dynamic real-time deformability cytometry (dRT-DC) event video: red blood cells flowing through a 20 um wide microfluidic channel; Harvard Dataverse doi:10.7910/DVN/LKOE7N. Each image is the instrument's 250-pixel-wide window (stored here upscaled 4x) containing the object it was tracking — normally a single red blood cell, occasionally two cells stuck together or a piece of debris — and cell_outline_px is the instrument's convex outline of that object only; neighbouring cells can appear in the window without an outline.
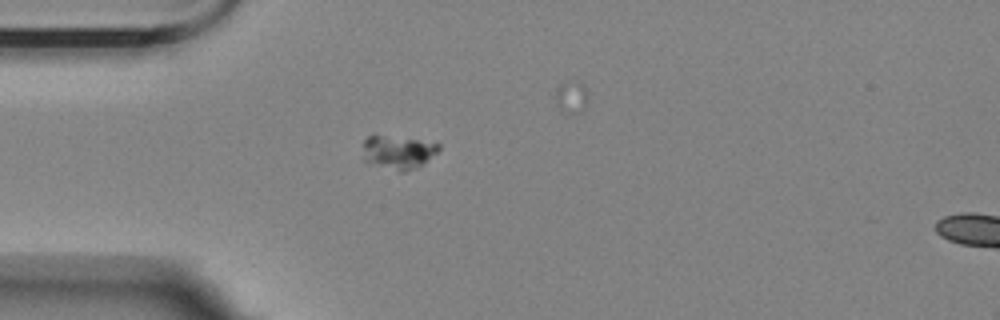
{"species": "Egyptian fruit bat (a non-hibernating species)", "species_latin": "Rousettus aegyptiacus", "temperature_condition": "room temperature", "stored_images_in_passage": 2, "camera_frame_rate_fps": 3000, "um_per_image_px": 0.085, "animal": {"sex": "female"}, "frame": {"image": 1, "passage_image": 1, "time_ms": 0.0, "image_size_px": [1000, 320], "cell_outline_px": [[440, 148], [424, 164], [416, 168], [400, 172], [364, 160], [364, 140], [368, 136], [380, 136], [416, 140], [440, 144]], "centroid_in_image_um": [33.85, 12.95], "position_along_channel_um": 51.1, "area_um2": 14.16}}